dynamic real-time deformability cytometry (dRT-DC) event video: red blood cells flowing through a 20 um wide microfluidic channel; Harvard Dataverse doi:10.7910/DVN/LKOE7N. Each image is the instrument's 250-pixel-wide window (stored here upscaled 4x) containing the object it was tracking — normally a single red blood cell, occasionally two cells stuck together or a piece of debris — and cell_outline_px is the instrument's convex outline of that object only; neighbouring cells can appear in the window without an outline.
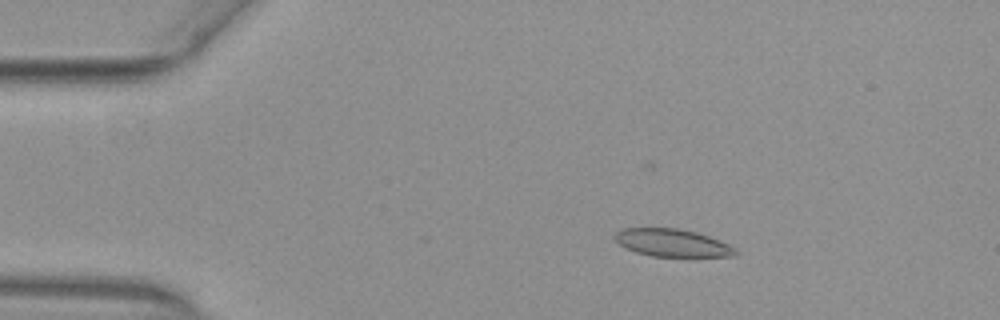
{"species": "common noctule bat (a hibernating species)", "species_latin": "Nyctalus noctula", "temperature_condition": "warm", "stored_images_in_passage": 46, "camera_frame_rate_fps": 3000, "um_per_image_px": 0.085, "animal": {"sex": "female", "body_mass_g": 29.2, "forearm_length_mm": 56.3}, "frame": {"image": 1, "passage_image": 9, "time_ms": 2.667, "image_size_px": [1000, 320], "cell_outline_px": [[740, 252], [736, 256], [688, 260], [652, 256], [636, 252], [624, 248], [612, 236], [620, 228], [680, 228], [696, 232], [720, 240], [736, 248]], "centroid_in_image_um": [57.24, 20.7], "position_along_channel_um": 27.8, "area_um2": 20.75}}
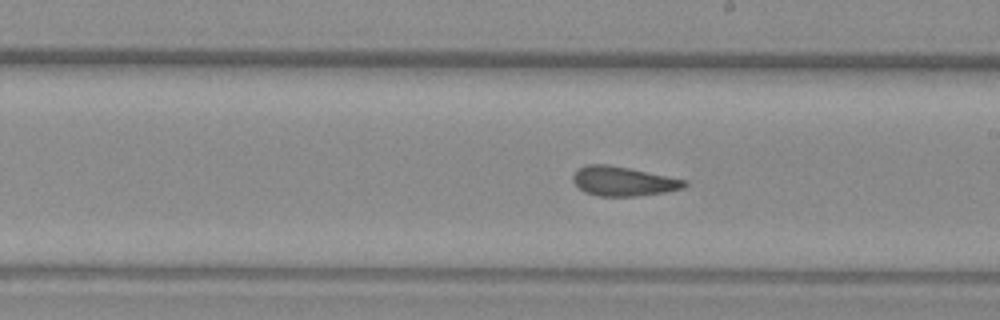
{"frame": {"image": 2, "passage_image": 30, "time_ms": 9.667, "image_size_px": [1000, 320], "cell_outline_px": [[688, 184], [684, 188], [664, 192], [636, 196], [596, 196], [584, 192], [572, 180], [572, 176], [580, 168], [588, 164], [608, 164], [688, 180]], "centroid_in_image_um": [52.99, 15.41], "position_along_channel_um": 236.0, "area_um2": 19.02}}
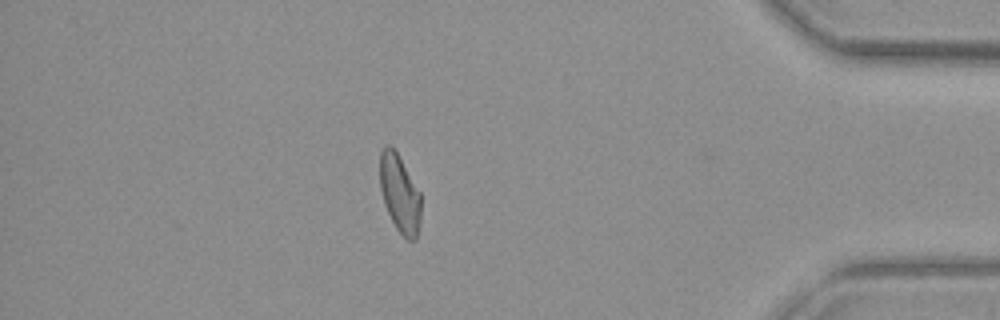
{"frame": {"image": 3, "passage_image": 46, "time_ms": 15.0, "image_size_px": [1000, 320], "cell_outline_px": [[420, 220], [416, 240], [408, 240], [396, 228], [384, 204], [380, 188], [380, 152], [384, 144], [392, 144], [420, 192]], "centroid_in_image_um": [33.96, 16.41], "position_along_channel_um": 401.2, "area_um2": 18.61}, "authors_computed_cell_mechanics": {"area_um2": 19.7098, "velocity_mm_per_s": 3.8907, "shape_relaxation_time_tau1_ms": null, "shape_relaxation_time_tau2_ms": 2.2176, "deformation_change_tau1": null, "deformation_change_tau2": 0.1055}}